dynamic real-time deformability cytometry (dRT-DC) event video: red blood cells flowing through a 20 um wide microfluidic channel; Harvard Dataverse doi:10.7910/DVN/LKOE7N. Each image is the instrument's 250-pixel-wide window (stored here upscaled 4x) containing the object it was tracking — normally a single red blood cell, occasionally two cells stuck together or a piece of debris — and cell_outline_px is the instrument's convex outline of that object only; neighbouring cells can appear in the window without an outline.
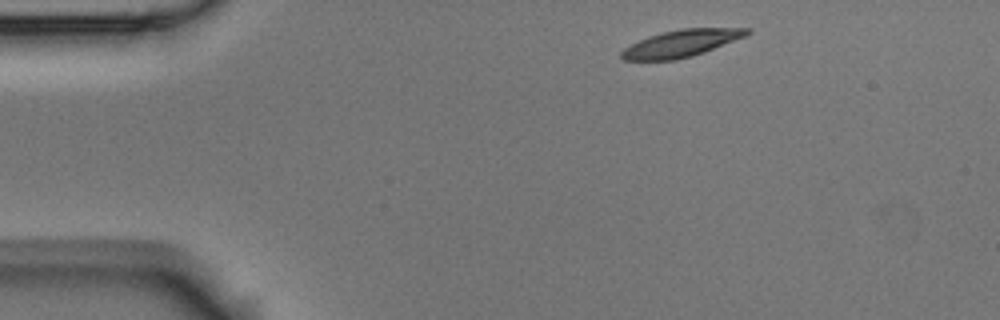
{"species": "Egyptian fruit bat (a non-hibernating species)", "species_latin": "Rousettus aegyptiacus", "temperature_condition": "room temperature", "stored_images_in_passage": 3, "camera_frame_rate_fps": 3000, "um_per_image_px": 0.085, "animal": {"sex": "male"}, "frame": {"image": 1, "passage_image": 1, "time_ms": 0.0, "image_size_px": [1000, 320], "cell_outline_px": [[752, 32], [744, 36], [704, 52], [692, 56], [676, 60], [624, 60], [620, 56], [620, 52], [624, 48], [648, 36], [660, 32], [680, 28], [752, 28]], "centroid_in_image_um": [57.88, 3.68], "position_along_channel_um": 27.1, "area_um2": 19.71}}